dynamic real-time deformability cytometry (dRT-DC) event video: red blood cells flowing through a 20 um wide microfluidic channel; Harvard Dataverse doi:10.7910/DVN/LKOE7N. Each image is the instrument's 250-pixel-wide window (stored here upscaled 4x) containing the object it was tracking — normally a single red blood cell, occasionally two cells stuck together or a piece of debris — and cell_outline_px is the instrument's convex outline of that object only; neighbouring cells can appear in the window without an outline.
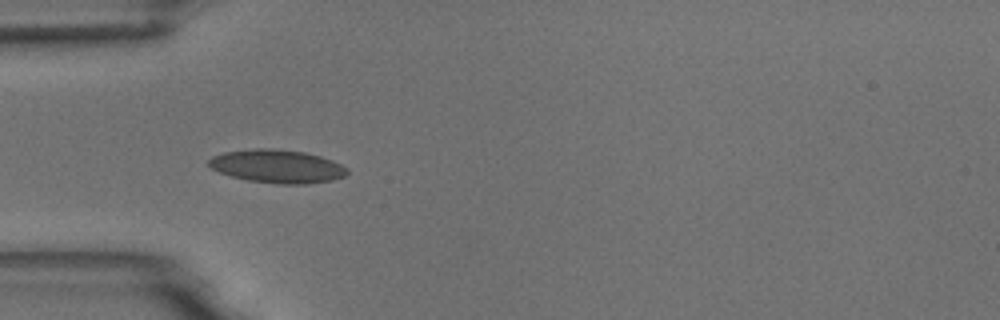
{"species": "common noctule bat (a hibernating species)", "species_latin": "Nyctalus noctula", "temperature_condition": "room temperature", "stored_images_in_passage": 2, "camera_frame_rate_fps": 3000, "um_per_image_px": 0.085, "animal": {"sex": "male", "body_mass_g": 18.8}, "frame": {"image": 1, "passage_image": 1, "time_ms": 0.0, "image_size_px": [1000, 320], "cell_outline_px": [[348, 172], [344, 176], [332, 180], [308, 184], [276, 184], [248, 180], [232, 176], [220, 172], [212, 168], [208, 164], [208, 160], [212, 156], [224, 152], [256, 148], [268, 148], [304, 152], [320, 156], [332, 160], [348, 168]], "centroid_in_image_um": [23.57, 14.14], "position_along_channel_um": 61.4, "area_um2": 26.76}}